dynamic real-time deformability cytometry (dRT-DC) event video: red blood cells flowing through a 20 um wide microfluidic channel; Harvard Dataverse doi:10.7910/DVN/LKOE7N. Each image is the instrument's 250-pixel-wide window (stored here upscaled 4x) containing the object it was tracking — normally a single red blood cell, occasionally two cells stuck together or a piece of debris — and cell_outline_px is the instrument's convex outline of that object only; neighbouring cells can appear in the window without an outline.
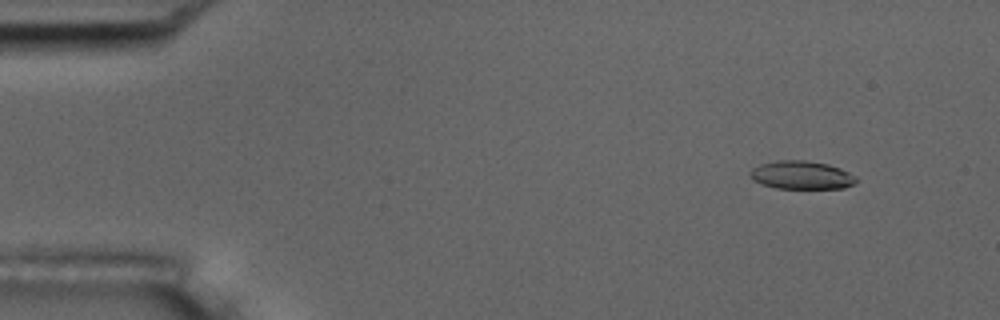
{"species": "common noctule bat (a hibernating species)", "species_latin": "Nyctalus noctula", "temperature_condition": "room temperature", "stored_images_in_passage": 57, "camera_frame_rate_fps": 3000, "um_per_image_px": 0.085, "animal": {"sex": "male", "body_mass_g": 17.5, "forearm_length_mm": 52.3}, "frame": {"image": 1, "passage_image": 6, "time_ms": 1.667, "image_size_px": [1000, 320], "cell_outline_px": [[856, 184], [844, 188], [776, 188], [760, 184], [752, 180], [752, 168], [760, 164], [780, 160], [804, 160], [828, 164], [840, 168], [856, 176]], "centroid_in_image_um": [68.15, 14.88], "position_along_channel_um": 16.8, "area_um2": 17.4}}
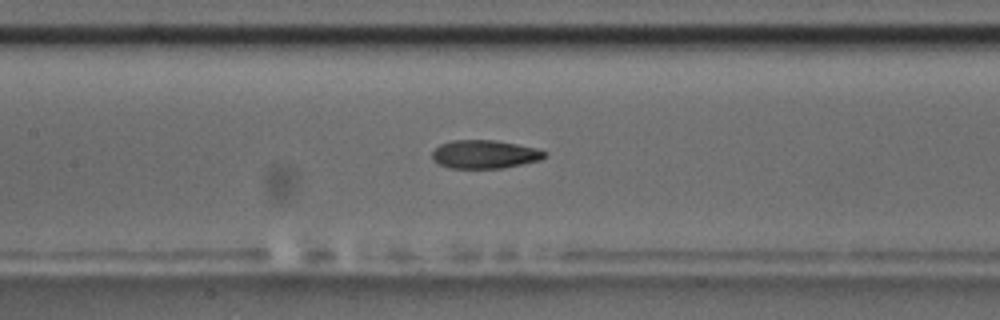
{"frame": {"image": 2, "passage_image": 27, "time_ms": 8.667, "image_size_px": [1000, 320], "cell_outline_px": [[548, 156], [540, 160], [504, 168], [448, 168], [432, 160], [432, 152], [440, 144], [452, 140], [496, 140], [536, 148], [544, 152]], "centroid_in_image_um": [41.18, 13.12], "position_along_channel_um": 166.2, "area_um2": 18.61}}
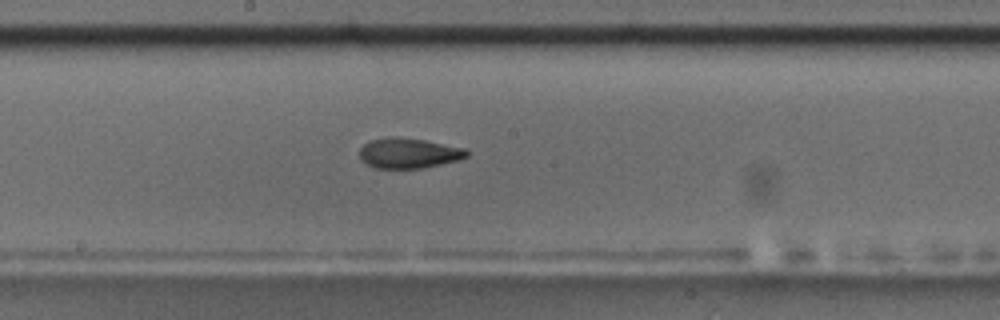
{"frame": {"image": 3, "passage_image": 31, "time_ms": 10.0, "image_size_px": [1000, 320], "cell_outline_px": [[468, 156], [460, 160], [424, 168], [376, 168], [360, 160], [360, 148], [368, 140], [392, 136], [396, 136], [424, 140], [464, 148], [468, 152]], "centroid_in_image_um": [34.72, 13.01], "position_along_channel_um": 213.5, "area_um2": 18.96}, "authors_computed_cell_mechanics": {"area_um2": 18.8428, "velocity_mm_per_s": 3.5726, "shape_relaxation_time_tau1_ms": 11.0134, "shape_relaxation_time_tau2_ms": 2.5118, "deformation_change_tau1": 0.2219, "deformation_change_tau2": 0.0904}}